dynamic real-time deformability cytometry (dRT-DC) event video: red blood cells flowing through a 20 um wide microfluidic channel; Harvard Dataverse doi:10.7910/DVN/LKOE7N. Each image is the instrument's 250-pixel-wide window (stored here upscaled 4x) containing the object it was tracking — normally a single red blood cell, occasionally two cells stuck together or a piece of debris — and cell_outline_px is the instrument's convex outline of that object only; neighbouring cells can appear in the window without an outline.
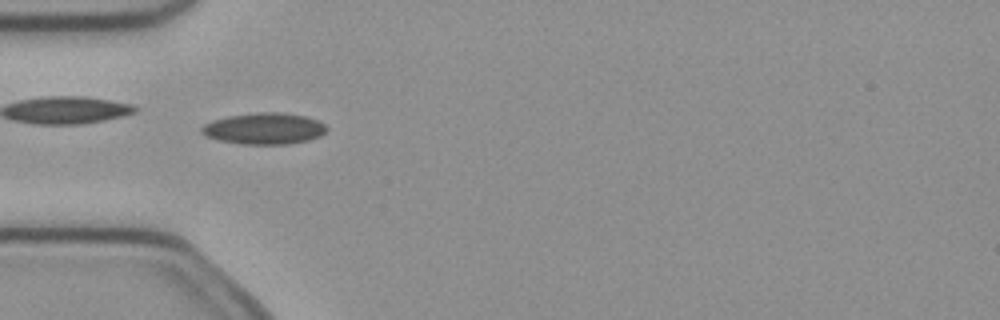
{"species": "common noctule bat (a hibernating species)", "species_latin": "Nyctalus noctula", "temperature_condition": "cold", "stored_images_in_passage": 5, "camera_frame_rate_fps": 3000, "um_per_image_px": 0.085, "animal": {"sex": "female", "body_mass_g": 21.9}, "frame": {"image": 1, "passage_image": 3, "time_ms": 0.667, "image_size_px": [1000, 320], "cell_outline_px": [[328, 128], [320, 136], [308, 140], [288, 144], [244, 144], [220, 140], [204, 136], [200, 132], [200, 128], [204, 124], [212, 120], [228, 116], [256, 112], [280, 112], [304, 116], [316, 120], [324, 124]], "centroid_in_image_um": [22.42, 10.92], "position_along_channel_um": 62.6, "area_um2": 22.83}}
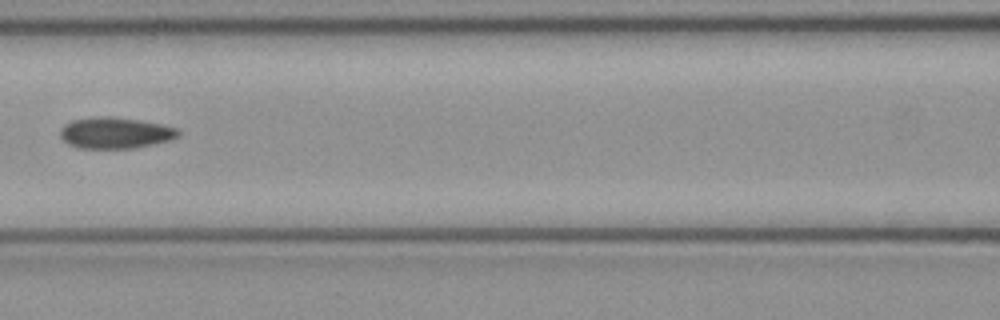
{"frame": {"image": 2, "passage_image": 5, "time_ms": 1.333, "image_size_px": [1000, 320], "cell_outline_px": [[180, 136], [168, 140], [136, 148], [80, 148], [68, 144], [60, 136], [60, 128], [64, 124], [72, 120], [104, 116], [136, 120], [160, 124], [176, 128], [180, 132]], "centroid_in_image_um": [9.77, 11.3], "position_along_channel_um": 156.8, "area_um2": 21.15}}